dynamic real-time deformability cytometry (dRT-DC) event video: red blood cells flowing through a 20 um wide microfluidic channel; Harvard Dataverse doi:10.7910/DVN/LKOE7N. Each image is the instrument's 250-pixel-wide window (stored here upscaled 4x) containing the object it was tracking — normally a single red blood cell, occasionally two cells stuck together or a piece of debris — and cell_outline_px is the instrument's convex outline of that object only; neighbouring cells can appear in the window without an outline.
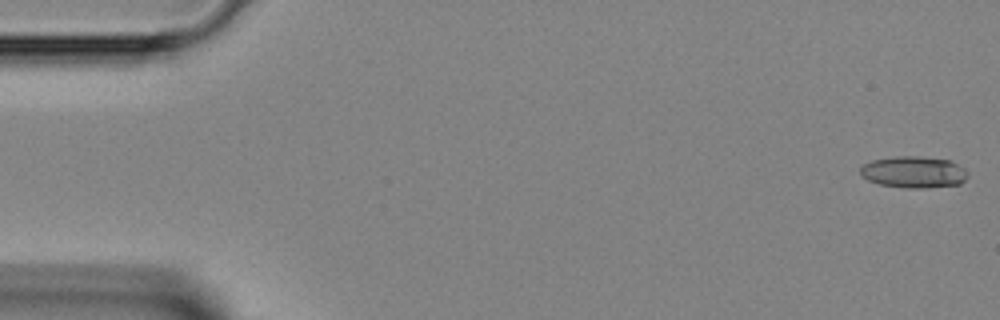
{"species": "Egyptian fruit bat (a non-hibernating species)", "species_latin": "Rousettus aegyptiacus", "temperature_condition": "room temperature", "stored_images_in_passage": 44, "camera_frame_rate_fps": 3000, "um_per_image_px": 0.085, "animal": {"sex": "female"}, "frame": {"image": 1, "passage_image": 1, "time_ms": 0.0, "image_size_px": [1000, 320], "cell_outline_px": [[968, 176], [960, 184], [924, 188], [904, 188], [880, 184], [868, 180], [860, 176], [860, 168], [864, 164], [872, 160], [896, 156], [920, 156], [952, 160], [964, 168], [968, 172]], "centroid_in_image_um": [77.67, 14.62], "position_along_channel_um": 7.3, "area_um2": 20.0}}
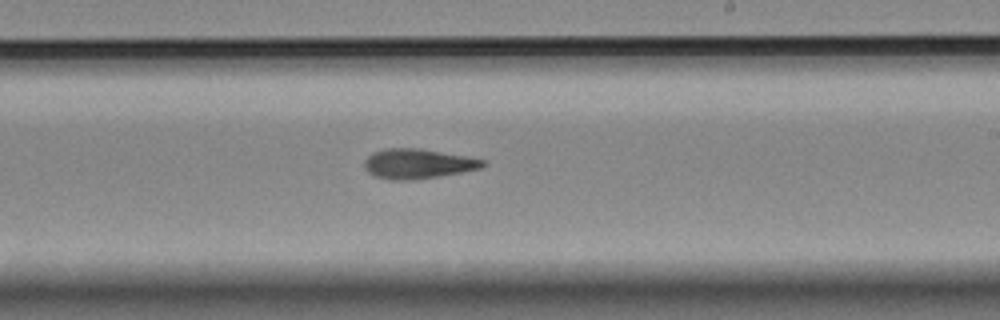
{"frame": {"image": 2, "passage_image": 26, "time_ms": 8.333, "image_size_px": [1000, 320], "cell_outline_px": [[488, 164], [484, 168], [440, 176], [412, 180], [388, 180], [372, 176], [364, 168], [364, 160], [372, 152], [384, 148], [420, 148], [468, 156], [484, 160]], "centroid_in_image_um": [35.52, 13.92], "position_along_channel_um": 253.5, "area_um2": 21.04}}
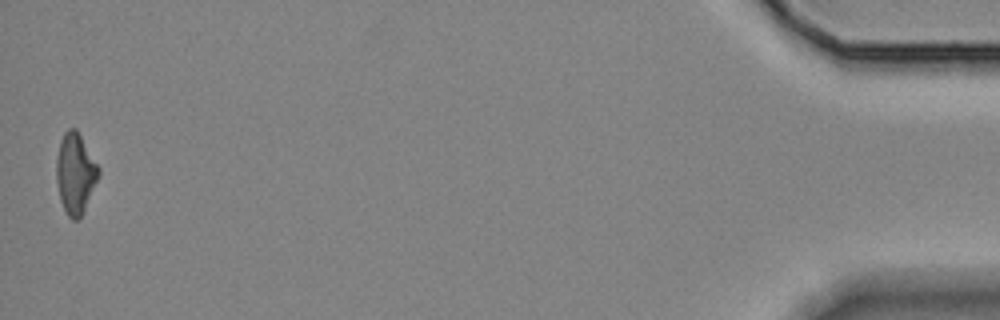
{"frame": {"image": 3, "passage_image": 44, "time_ms": 14.333, "image_size_px": [1000, 320], "cell_outline_px": [[100, 176], [80, 216], [76, 220], [72, 220], [68, 216], [60, 200], [56, 180], [56, 156], [60, 140], [64, 132], [68, 128], [76, 128], [100, 168]], "centroid_in_image_um": [6.39, 14.7], "position_along_channel_um": 428.8, "area_um2": 19.77}}